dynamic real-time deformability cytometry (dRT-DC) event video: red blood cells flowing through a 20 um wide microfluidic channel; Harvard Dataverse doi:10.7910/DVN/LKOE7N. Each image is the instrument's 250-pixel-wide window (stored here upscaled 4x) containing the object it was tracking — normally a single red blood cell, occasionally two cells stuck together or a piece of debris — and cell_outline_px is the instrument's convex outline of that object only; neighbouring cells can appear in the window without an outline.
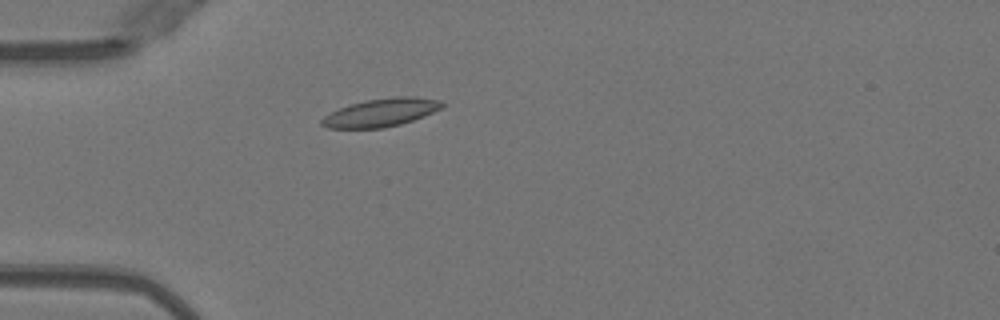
{"species": "Egyptian fruit bat (a non-hibernating species)", "species_latin": "Rousettus aegyptiacus", "temperature_condition": "warm", "stored_images_in_passage": 37, "camera_frame_rate_fps": 3000, "um_per_image_px": 0.085, "animal": {"sex": "female"}, "frame": {"image": 1, "passage_image": 1, "time_ms": 0.0, "image_size_px": [1000, 320], "cell_outline_px": [[444, 104], [440, 108], [424, 116], [400, 124], [384, 128], [328, 128], [320, 124], [320, 120], [324, 116], [340, 108], [364, 100], [396, 96], [412, 96], [440, 100]], "centroid_in_image_um": [32.37, 9.56], "position_along_channel_um": 52.6, "area_um2": 19.54}}
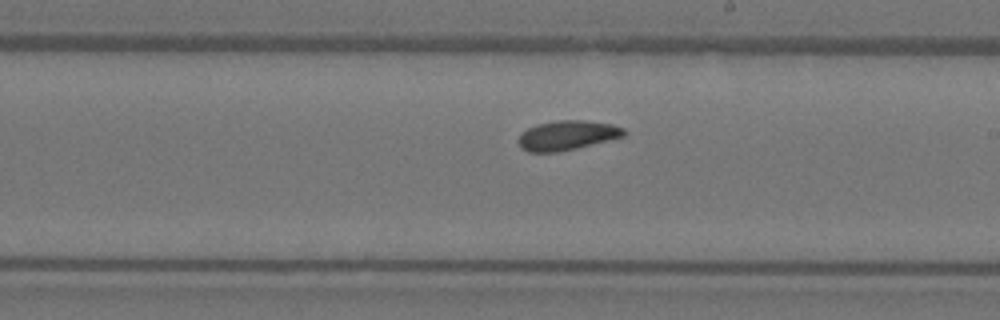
{"frame": {"image": 2, "passage_image": 16, "time_ms": 5.0, "image_size_px": [1000, 320], "cell_outline_px": [[624, 136], [576, 148], [556, 152], [528, 152], [520, 148], [516, 140], [520, 132], [536, 124], [556, 120], [584, 120], [612, 124], [624, 128]], "centroid_in_image_um": [48.13, 11.5], "position_along_channel_um": 240.9, "area_um2": 18.26}}
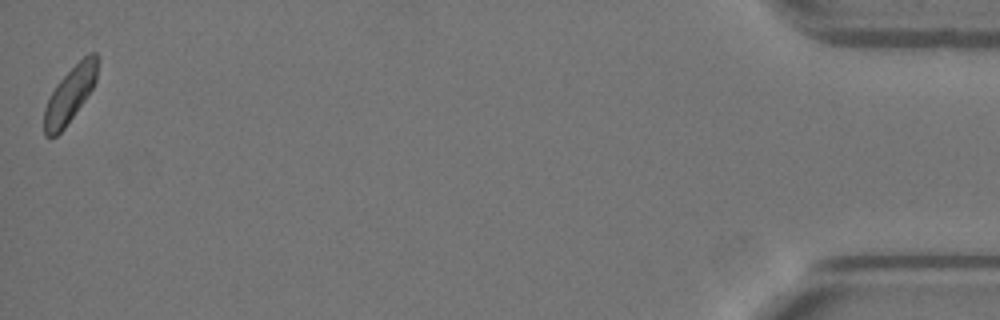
{"frame": {"image": 3, "passage_image": 37, "time_ms": 12.0, "image_size_px": [1000, 320], "cell_outline_px": [[96, 80], [92, 88], [84, 100], [64, 128], [56, 136], [44, 136], [44, 108], [56, 84], [88, 52], [96, 52]], "centroid_in_image_um": [5.91, 8.05], "position_along_channel_um": 429.3, "area_um2": 16.7}, "authors_computed_cell_mechanics": {"area_um2": 18.0914, "velocity_mm_per_s": 3.9787, "shape_relaxation_time_tau1_ms": 4.6579, "shape_relaxation_time_tau2_ms": 5.0551, "deformation_change_tau1": 0.1252, "deformation_change_tau2": 0.1056}}